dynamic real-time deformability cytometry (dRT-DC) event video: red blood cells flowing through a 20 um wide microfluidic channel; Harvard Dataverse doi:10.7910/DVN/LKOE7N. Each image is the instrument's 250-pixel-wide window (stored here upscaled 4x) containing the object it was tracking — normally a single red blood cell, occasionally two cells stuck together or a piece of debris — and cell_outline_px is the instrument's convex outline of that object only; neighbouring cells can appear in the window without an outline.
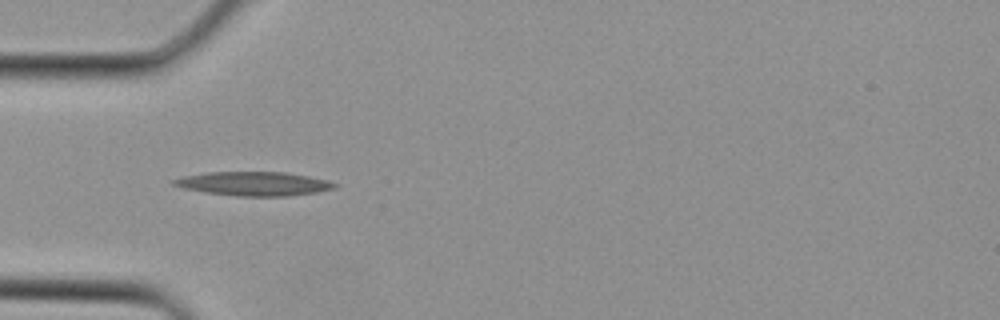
{"species": "Egyptian fruit bat (a non-hibernating species)", "species_latin": "Rousettus aegyptiacus", "temperature_condition": "cold", "stored_images_in_passage": 3, "camera_frame_rate_fps": 3000, "um_per_image_px": 0.085, "animal": {"sex": "female"}, "frame": {"image": 1, "passage_image": 3, "time_ms": 0.667, "image_size_px": [1000, 320], "cell_outline_px": [[340, 184], [336, 188], [316, 192], [288, 196], [236, 196], [208, 192], [184, 188], [172, 184], [168, 180], [184, 176], [208, 172], [284, 172], [308, 176], [328, 180]], "centroid_in_image_um": [21.6, 15.61], "position_along_channel_um": 63.4, "area_um2": 22.43}}